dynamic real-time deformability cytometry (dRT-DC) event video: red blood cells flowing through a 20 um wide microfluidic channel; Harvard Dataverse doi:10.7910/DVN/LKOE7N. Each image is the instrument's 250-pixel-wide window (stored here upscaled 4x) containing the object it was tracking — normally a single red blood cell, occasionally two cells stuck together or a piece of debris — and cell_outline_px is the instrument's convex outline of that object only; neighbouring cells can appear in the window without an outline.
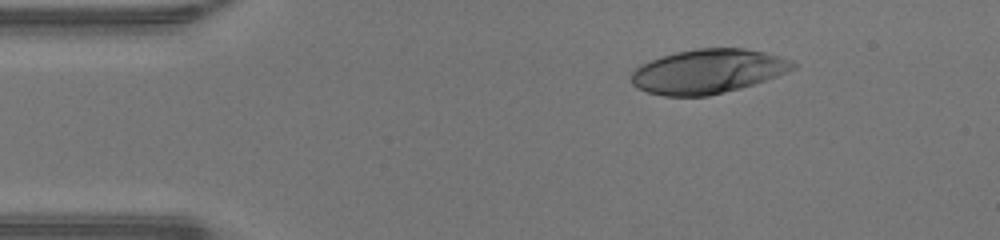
{"species": "human", "species_latin": "Homo sapiens", "temperature_condition": "warm", "stored_images_in_passage": 41, "camera_frame_rate_fps": 3000, "um_per_image_px": 0.085, "donor": {"sex": "male"}, "frame": {"image": 1, "passage_image": 1, "time_ms": 0.0, "image_size_px": [1000, 240], "cell_outline_px": [[796, 68], [788, 72], [740, 88], [708, 96], [664, 96], [648, 92], [636, 88], [632, 84], [632, 72], [640, 64], [676, 52], [696, 48], [744, 48], [764, 52], [780, 56], [792, 60], [796, 64]], "centroid_in_image_um": [60.18, 6.06], "position_along_channel_um": 24.8, "area_um2": 41.56}}
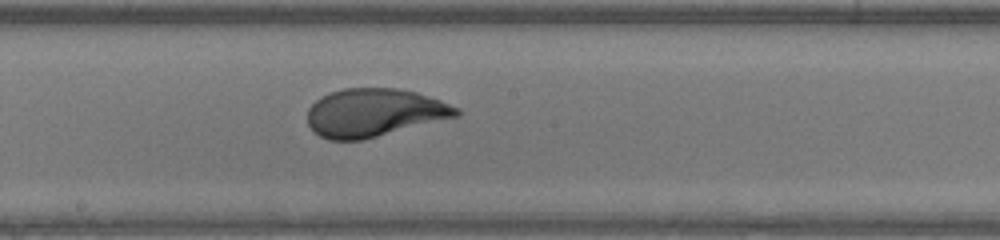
{"frame": {"image": 2, "passage_image": 19, "time_ms": 6.0, "image_size_px": [1000, 240], "cell_outline_px": [[460, 116], [364, 140], [328, 140], [320, 136], [308, 124], [308, 108], [320, 96], [344, 88], [400, 88], [416, 92], [440, 100], [460, 108]], "centroid_in_image_um": [31.84, 9.58], "position_along_channel_um": 216.4, "area_um2": 41.96}}
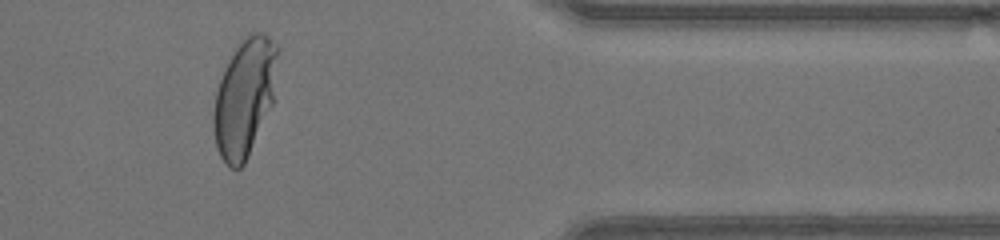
{"frame": {"image": 3, "passage_image": 33, "time_ms": 10.667, "image_size_px": [1000, 240], "cell_outline_px": [[280, 48], [272, 104], [248, 156], [244, 164], [240, 168], [232, 168], [220, 156], [216, 148], [212, 124], [212, 112], [216, 92], [224, 68], [228, 60], [240, 40], [248, 32], [264, 32]], "centroid_in_image_um": [20.78, 8.23], "position_along_channel_um": 390.6, "area_um2": 44.27}, "authors_computed_cell_mechanics": {"area_um2": 42.5408, "velocity_mm_per_s": 4.3065, "shape_relaxation_time_tau1_ms": 5.4399, "shape_relaxation_time_tau2_ms": null, "deformation_change_tau1": 0.2911, "deformation_change_tau2": null}}